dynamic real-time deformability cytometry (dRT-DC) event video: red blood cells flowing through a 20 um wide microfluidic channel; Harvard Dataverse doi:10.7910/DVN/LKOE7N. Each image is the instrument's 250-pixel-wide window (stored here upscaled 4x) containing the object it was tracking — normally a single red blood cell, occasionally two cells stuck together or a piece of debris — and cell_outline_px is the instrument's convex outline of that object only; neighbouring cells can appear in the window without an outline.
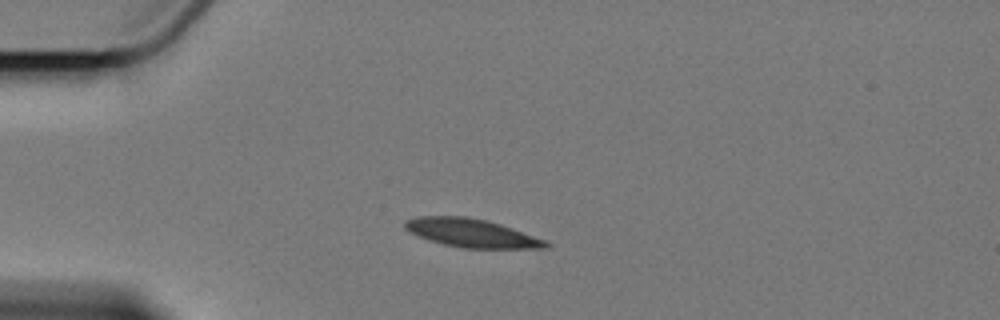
{"species": "Egyptian fruit bat (a non-hibernating species)", "species_latin": "Rousettus aegyptiacus", "temperature_condition": "cold", "stored_images_in_passage": 4, "camera_frame_rate_fps": 3000, "um_per_image_px": 0.085, "animal": {"sex": "female"}, "frame": {"image": 1, "passage_image": 2, "time_ms": 2.0, "image_size_px": [1000, 320], "cell_outline_px": [[552, 244], [548, 248], [460, 248], [428, 240], [416, 236], [408, 232], [404, 228], [404, 220], [416, 216], [464, 216], [484, 220], [500, 224], [548, 240]], "centroid_in_image_um": [40.06, 19.81], "position_along_channel_um": 44.9, "area_um2": 23.58}}
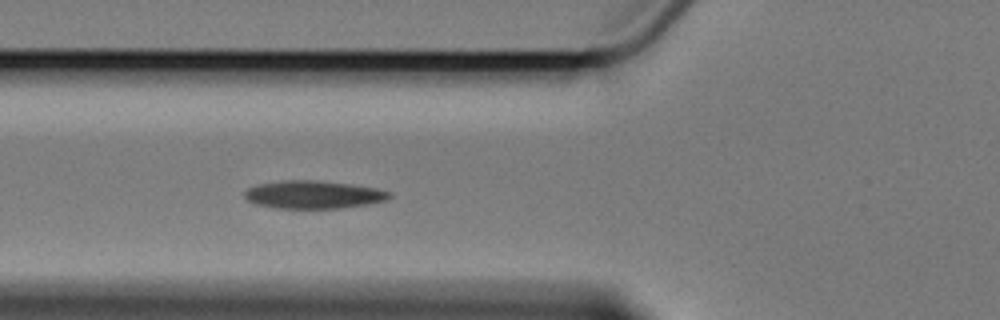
{"frame": {"image": 2, "passage_image": 4, "time_ms": 4.333, "image_size_px": [1000, 320], "cell_outline_px": [[392, 196], [388, 200], [368, 204], [340, 208], [276, 208], [252, 204], [244, 196], [244, 192], [248, 188], [256, 184], [284, 180], [312, 180], [352, 184], [376, 188], [392, 192]], "centroid_in_image_um": [26.63, 16.54], "position_along_channel_um": 99.2, "area_um2": 23.76}}